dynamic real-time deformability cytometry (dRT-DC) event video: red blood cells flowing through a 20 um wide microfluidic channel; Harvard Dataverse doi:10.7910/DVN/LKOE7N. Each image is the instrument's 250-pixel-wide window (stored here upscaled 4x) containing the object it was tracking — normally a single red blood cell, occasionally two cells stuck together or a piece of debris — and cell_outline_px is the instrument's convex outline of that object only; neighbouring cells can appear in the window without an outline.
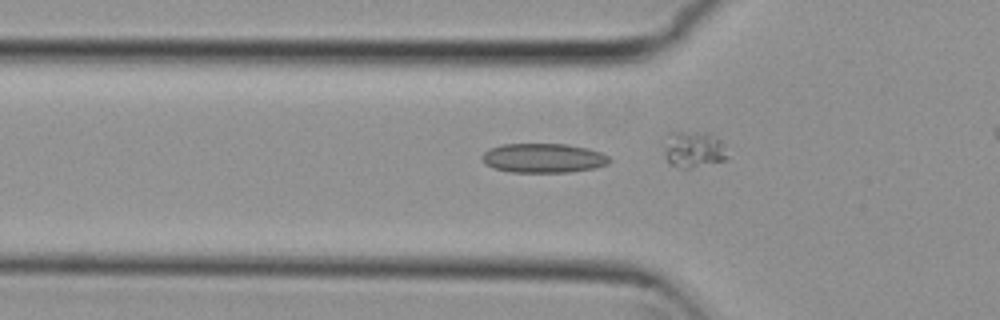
{"species": "common noctule bat (a hibernating species)", "species_latin": "Nyctalus noctula", "temperature_condition": "cold", "stored_images_in_passage": 28, "camera_frame_rate_fps": 3000, "um_per_image_px": 0.085, "animal": {"sex": "female", "body_mass_g": 29.2, "forearm_length_mm": 56.3}, "frame": {"image": 1, "passage_image": 13, "time_ms": 4.0, "image_size_px": [1000, 320], "cell_outline_px": [[612, 160], [608, 164], [596, 168], [572, 172], [512, 172], [492, 168], [484, 164], [480, 156], [488, 148], [500, 144], [568, 144], [588, 148], [600, 152], [608, 156]], "centroid_in_image_um": [46.17, 13.43], "position_along_channel_um": 79.6, "area_um2": 22.14}}